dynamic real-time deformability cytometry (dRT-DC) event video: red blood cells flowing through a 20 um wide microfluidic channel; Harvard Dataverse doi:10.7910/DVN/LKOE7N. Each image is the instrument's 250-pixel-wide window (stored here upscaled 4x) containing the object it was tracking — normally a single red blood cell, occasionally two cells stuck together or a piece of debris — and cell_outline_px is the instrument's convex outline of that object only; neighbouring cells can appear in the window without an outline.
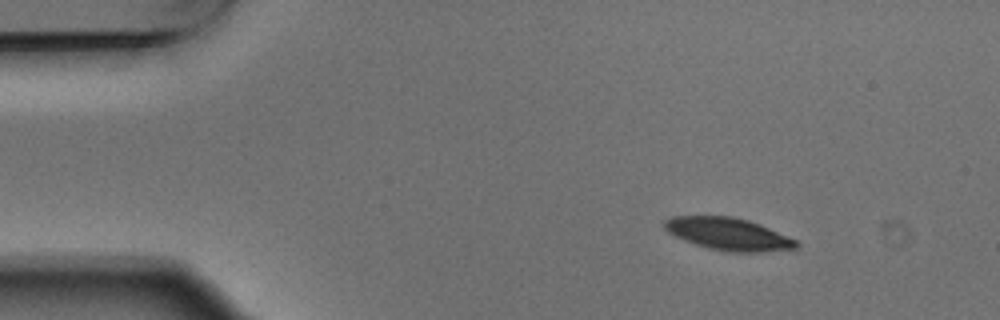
{"species": "Egyptian fruit bat (a non-hibernating species)", "species_latin": "Rousettus aegyptiacus", "temperature_condition": "warm", "stored_images_in_passage": 6, "camera_frame_rate_fps": 3000, "um_per_image_px": 0.085, "animal": {"sex": "male"}, "frame": {"image": 1, "passage_image": 1, "time_ms": 0.0, "image_size_px": [1000, 320], "cell_outline_px": [[800, 244], [796, 248], [760, 252], [728, 252], [708, 248], [684, 240], [668, 232], [664, 228], [664, 220], [672, 216], [732, 216], [748, 220], [760, 224], [796, 240]], "centroid_in_image_um": [61.9, 19.88], "position_along_channel_um": 23.1, "area_um2": 24.74}}
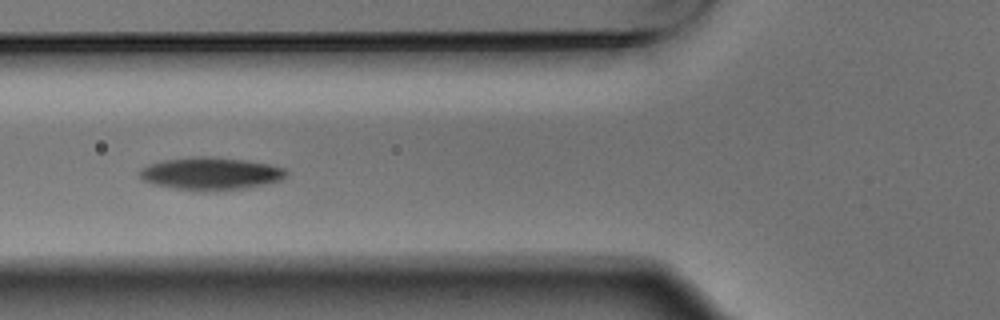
{"frame": {"image": 2, "passage_image": 4, "time_ms": 1.0, "image_size_px": [1000, 320], "cell_outline_px": [[288, 172], [280, 180], [244, 188], [204, 192], [200, 192], [176, 188], [156, 184], [144, 180], [140, 176], [140, 168], [148, 164], [164, 160], [196, 156], [212, 156], [248, 160], [268, 164], [284, 168]], "centroid_in_image_um": [17.9, 14.74], "position_along_channel_um": 107.9, "area_um2": 27.74}}
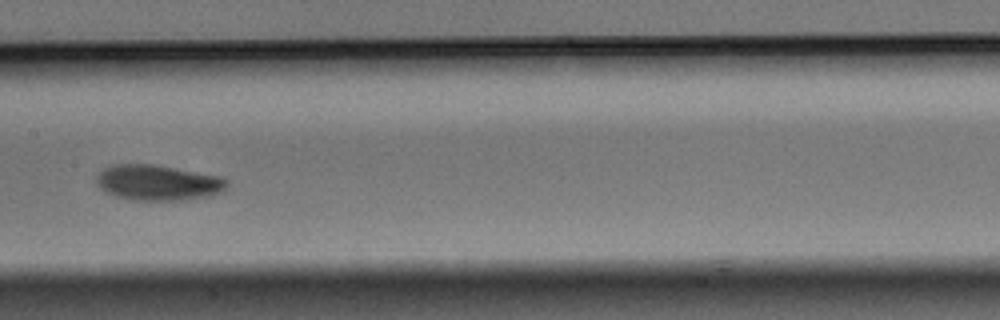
{"frame": {"image": 3, "passage_image": 6, "time_ms": 1.667, "image_size_px": [1000, 320], "cell_outline_px": [[228, 184], [224, 192], [208, 196], [180, 200], [132, 200], [116, 196], [104, 192], [96, 184], [96, 176], [104, 168], [112, 164], [156, 164], [224, 176], [228, 180]], "centroid_in_image_um": [13.46, 15.51], "position_along_channel_um": 193.9, "area_um2": 27.51}}